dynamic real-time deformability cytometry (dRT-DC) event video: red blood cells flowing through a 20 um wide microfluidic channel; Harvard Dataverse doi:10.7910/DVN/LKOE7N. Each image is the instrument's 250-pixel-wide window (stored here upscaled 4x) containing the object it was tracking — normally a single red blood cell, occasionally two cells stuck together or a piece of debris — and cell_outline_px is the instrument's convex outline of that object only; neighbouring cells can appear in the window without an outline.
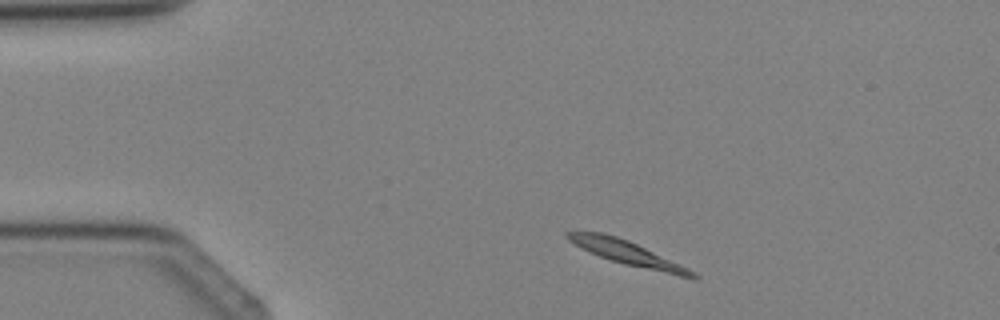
{"species": "Egyptian fruit bat (a non-hibernating species)", "species_latin": "Rousettus aegyptiacus", "temperature_condition": "cold", "stored_images_in_passage": 2, "camera_frame_rate_fps": 3000, "um_per_image_px": 0.085, "animal": {"sex": "female"}, "frame": {"image": 1, "passage_image": 1, "time_ms": 0.0, "image_size_px": [1000, 320], "cell_outline_px": [[700, 276], [696, 280], [624, 264], [600, 256], [580, 248], [568, 240], [564, 236], [564, 232], [604, 232], [628, 240], [688, 268], [696, 272]], "centroid_in_image_um": [53.35, 21.52], "position_along_channel_um": 31.7, "area_um2": 17.46}}